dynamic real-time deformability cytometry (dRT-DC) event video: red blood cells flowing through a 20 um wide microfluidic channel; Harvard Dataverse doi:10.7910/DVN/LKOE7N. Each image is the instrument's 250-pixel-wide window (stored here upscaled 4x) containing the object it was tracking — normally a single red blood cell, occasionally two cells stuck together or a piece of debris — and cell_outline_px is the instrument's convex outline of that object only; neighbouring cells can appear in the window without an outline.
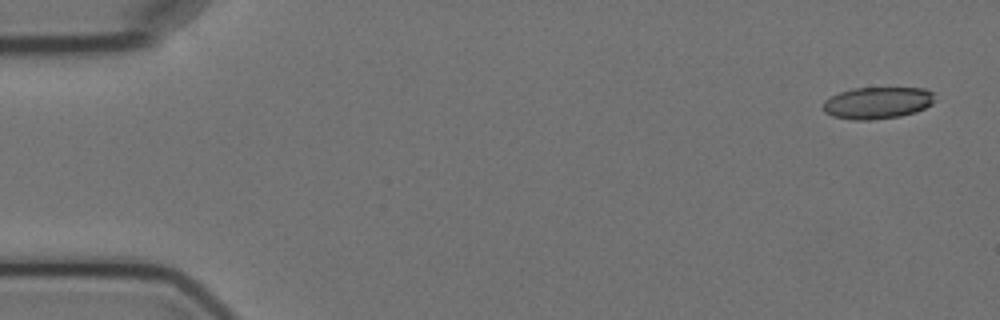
{"species": "Egyptian fruit bat (a non-hibernating species)", "species_latin": "Rousettus aegyptiacus", "temperature_condition": "cold", "stored_images_in_passage": 4, "camera_frame_rate_fps": 3000, "um_per_image_px": 0.085, "animal": {"sex": "female"}, "frame": {"image": 1, "passage_image": 1, "time_ms": 0.0, "image_size_px": [1000, 320], "cell_outline_px": [[936, 100], [932, 104], [916, 112], [900, 116], [872, 120], [852, 120], [832, 116], [824, 112], [824, 100], [840, 92], [852, 88], [924, 88], [932, 92]], "centroid_in_image_um": [74.59, 8.75], "position_along_channel_um": 10.4, "area_um2": 20.81}}
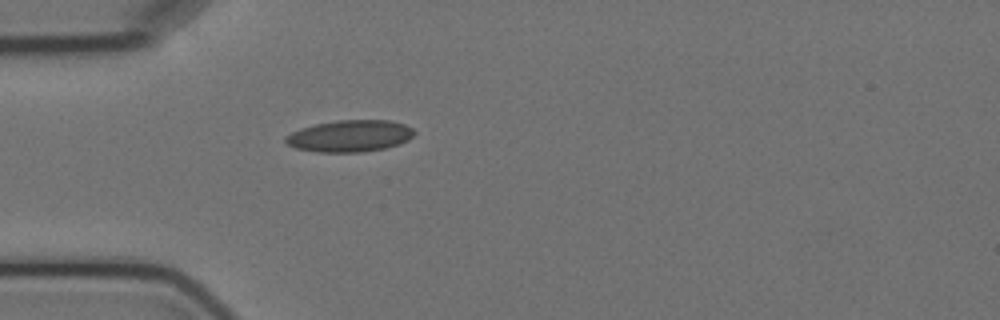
{"frame": {"image": 2, "passage_image": 4, "time_ms": 4.667, "image_size_px": [1000, 320], "cell_outline_px": [[416, 132], [408, 140], [400, 144], [384, 148], [360, 152], [316, 152], [296, 148], [288, 144], [284, 140], [284, 136], [300, 128], [316, 124], [340, 120], [392, 120], [404, 124], [412, 128]], "centroid_in_image_um": [29.74, 11.55], "position_along_channel_um": 55.3, "area_um2": 23.81}}